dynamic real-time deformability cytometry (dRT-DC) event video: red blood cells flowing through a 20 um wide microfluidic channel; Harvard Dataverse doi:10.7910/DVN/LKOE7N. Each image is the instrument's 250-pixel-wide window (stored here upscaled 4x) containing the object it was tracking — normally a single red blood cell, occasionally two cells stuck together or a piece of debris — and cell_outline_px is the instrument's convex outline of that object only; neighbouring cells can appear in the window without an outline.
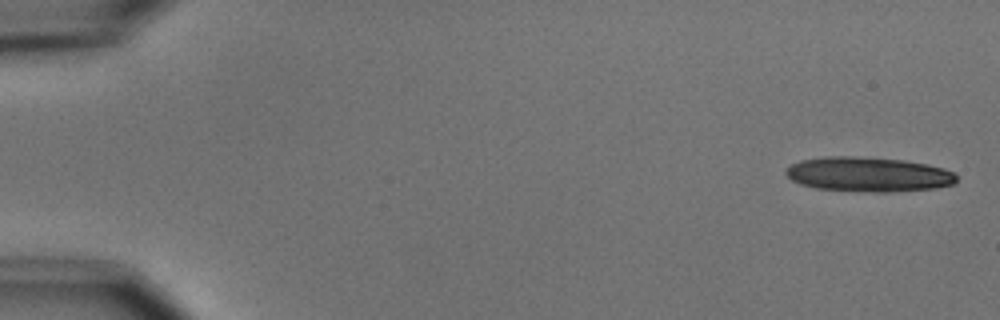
{"species": "common noctule bat (a hibernating species)", "species_latin": "Nyctalus noctula", "temperature_condition": "cold", "stored_images_in_passage": 6, "camera_frame_rate_fps": 3000, "um_per_image_px": 0.085, "animal": {"sex": "male", "body_mass_g": 15.6}, "frame": {"image": 1, "passage_image": 1, "time_ms": 0.0, "image_size_px": [1000, 320], "cell_outline_px": [[956, 180], [952, 184], [936, 188], [888, 192], [876, 192], [816, 188], [800, 184], [792, 180], [784, 172], [792, 164], [800, 160], [824, 156], [852, 156], [904, 160], [928, 164], [944, 168], [952, 172], [956, 176]], "centroid_in_image_um": [73.8, 14.81], "position_along_channel_um": 11.2, "area_um2": 34.33}}